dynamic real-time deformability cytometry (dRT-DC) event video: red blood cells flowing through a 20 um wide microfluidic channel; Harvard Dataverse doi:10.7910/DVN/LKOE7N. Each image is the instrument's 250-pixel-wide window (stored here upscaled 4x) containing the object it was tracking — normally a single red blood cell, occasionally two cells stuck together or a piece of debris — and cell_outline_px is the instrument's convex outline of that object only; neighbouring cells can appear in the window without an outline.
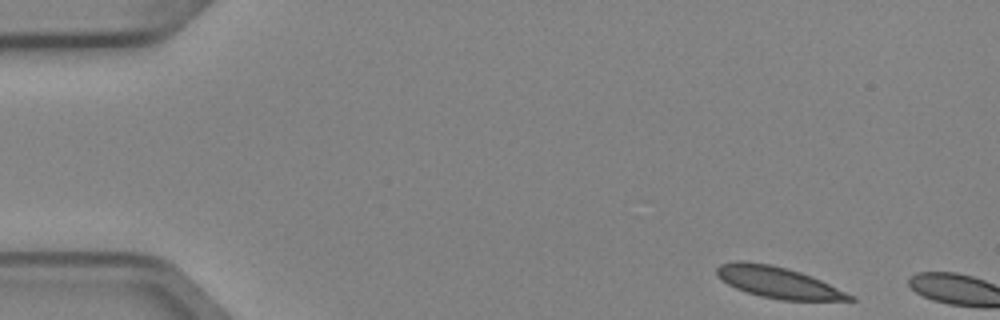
{"species": "Egyptian fruit bat (a non-hibernating species)", "species_latin": "Rousettus aegyptiacus", "temperature_condition": "cold", "stored_images_in_passage": 2, "camera_frame_rate_fps": 3000, "um_per_image_px": 0.085, "animal": {"sex": "female"}, "frame": {"image": 1, "passage_image": 1, "time_ms": 0.0, "image_size_px": [1000, 320], "cell_outline_px": [[856, 300], [780, 300], [760, 296], [736, 288], [728, 284], [716, 272], [716, 268], [720, 264], [736, 260], [744, 260], [768, 264], [788, 268], [812, 276], [852, 296]], "centroid_in_image_um": [66.08, 23.98], "position_along_channel_um": 18.9, "area_um2": 23.76}}